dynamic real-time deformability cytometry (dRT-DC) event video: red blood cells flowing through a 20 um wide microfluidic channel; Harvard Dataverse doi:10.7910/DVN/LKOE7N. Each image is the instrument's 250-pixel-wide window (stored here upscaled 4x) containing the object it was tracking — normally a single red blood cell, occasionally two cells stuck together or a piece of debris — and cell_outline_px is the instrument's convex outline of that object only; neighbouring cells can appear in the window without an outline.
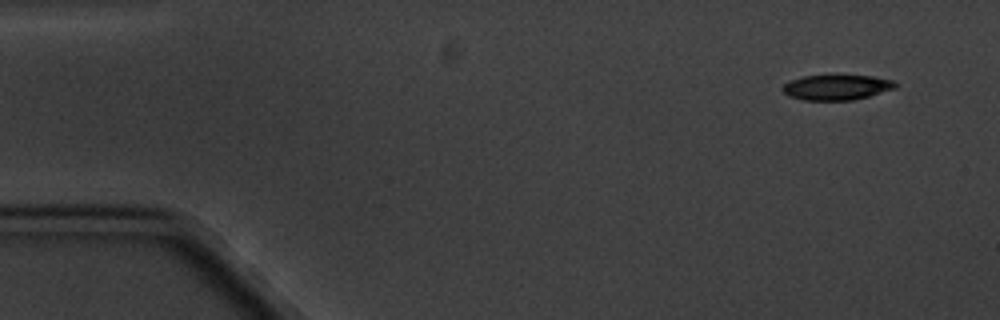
{"species": "common noctule bat (a hibernating species)", "species_latin": "Nyctalus noctula", "temperature_condition": "cold", "stored_images_in_passage": 7, "camera_frame_rate_fps": 3000, "um_per_image_px": 0.085, "animal": {"sex": "male", "body_mass_g": 20.1, "forearm_length_mm": 53.5}, "frame": {"image": 1, "passage_image": 1, "time_ms": 0.0, "image_size_px": [1000, 320], "cell_outline_px": [[900, 84], [896, 88], [868, 96], [852, 100], [804, 100], [788, 96], [784, 92], [784, 84], [792, 80], [804, 76], [872, 76], [892, 80]], "centroid_in_image_um": [71.16, 7.43], "position_along_channel_um": 13.8, "area_um2": 16.3}}
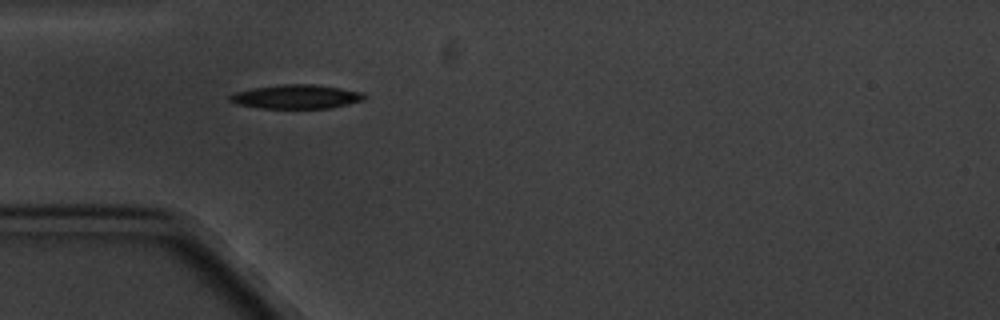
{"frame": {"image": 2, "passage_image": 5, "time_ms": 4.333, "image_size_px": [1000, 320], "cell_outline_px": [[368, 96], [364, 100], [332, 108], [260, 108], [236, 104], [228, 100], [228, 96], [236, 92], [256, 88], [280, 84], [316, 84], [340, 88], [360, 92]], "centroid_in_image_um": [25.2, 8.22], "position_along_channel_um": 59.8, "area_um2": 18.79}}